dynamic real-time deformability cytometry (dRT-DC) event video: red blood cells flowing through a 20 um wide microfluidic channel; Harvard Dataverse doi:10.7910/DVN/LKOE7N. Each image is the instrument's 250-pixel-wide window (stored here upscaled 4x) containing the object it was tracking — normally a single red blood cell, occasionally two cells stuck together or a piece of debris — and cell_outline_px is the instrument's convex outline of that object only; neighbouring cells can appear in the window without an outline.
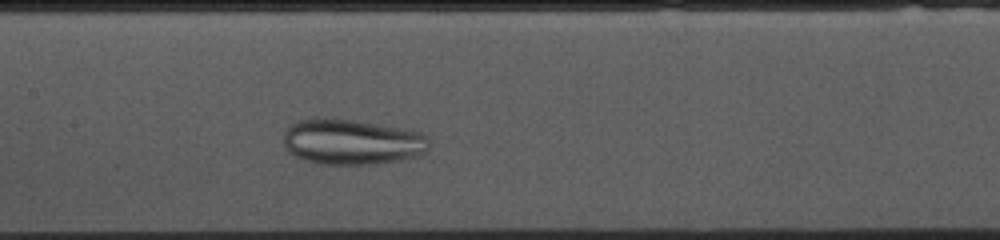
{"species": "common noctule bat (a hibernating species)", "species_latin": "Nyctalus noctula", "temperature_condition": "cold", "stored_images_in_passage": 34, "camera_frame_rate_fps": 3000, "um_per_image_px": 0.085, "animal": {"sex": "female", "body_mass_g": 10.0, "forearm_length_mm": 53.1}, "frame": {"image": 1, "passage_image": 17, "time_ms": 5.333, "image_size_px": [1000, 240], "cell_outline_px": [[428, 148], [420, 156], [400, 160], [368, 164], [320, 164], [304, 160], [292, 156], [288, 152], [284, 144], [284, 132], [296, 120], [320, 116], [324, 116], [356, 120], [408, 128], [420, 132], [428, 136]], "centroid_in_image_um": [29.9, 12.03], "position_along_channel_um": 177.5, "area_um2": 39.48}}
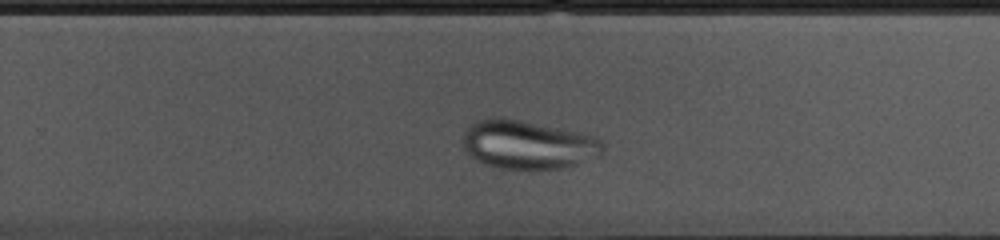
{"frame": {"image": 2, "passage_image": 26, "time_ms": 8.333, "image_size_px": [1000, 240], "cell_outline_px": [[604, 152], [600, 156], [576, 164], [560, 168], [536, 172], [532, 172], [500, 168], [484, 164], [472, 156], [464, 148], [464, 132], [476, 120], [520, 120], [596, 136], [604, 140]], "centroid_in_image_um": [44.96, 12.37], "position_along_channel_um": 284.8, "area_um2": 39.65}}
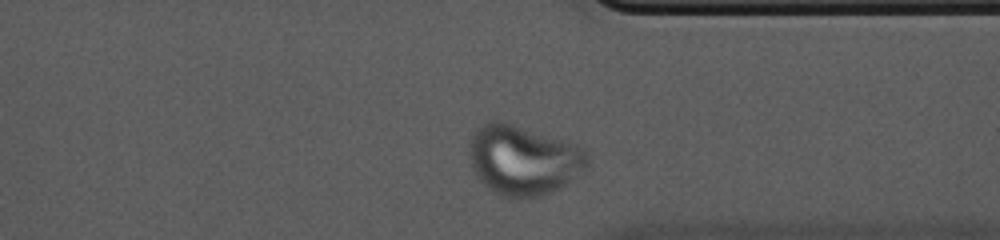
{"frame": {"image": 3, "passage_image": 33, "time_ms": 10.667, "image_size_px": [1000, 240], "cell_outline_px": [[588, 168], [584, 172], [560, 188], [552, 192], [536, 196], [516, 200], [504, 196], [496, 192], [480, 180], [472, 168], [468, 156], [468, 140], [480, 124], [492, 120], [500, 120], [584, 148], [588, 156]], "centroid_in_image_um": [44.45, 13.61], "position_along_channel_um": 366.9, "area_um2": 48.09}}